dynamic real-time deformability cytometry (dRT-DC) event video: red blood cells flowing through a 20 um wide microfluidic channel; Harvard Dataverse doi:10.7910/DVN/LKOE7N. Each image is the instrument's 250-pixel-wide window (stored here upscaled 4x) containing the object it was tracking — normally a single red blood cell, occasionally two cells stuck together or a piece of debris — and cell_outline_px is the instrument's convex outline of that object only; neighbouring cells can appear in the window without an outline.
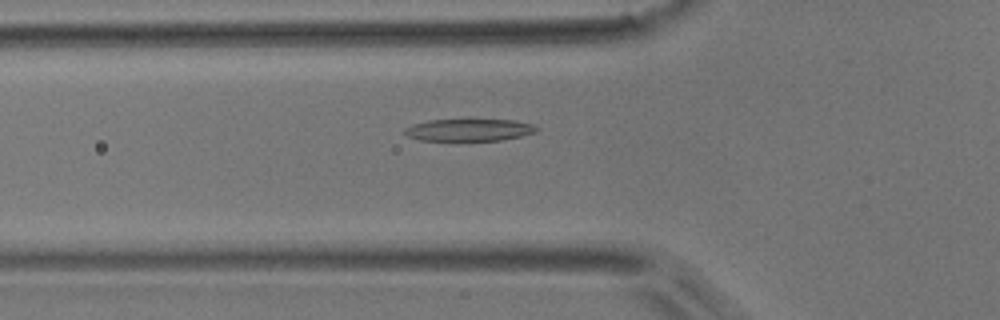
{"species": "common noctule bat (a hibernating species)", "species_latin": "Nyctalus noctula", "temperature_condition": "room temperature", "stored_images_in_passage": 50, "camera_frame_rate_fps": 3000, "um_per_image_px": 0.085, "animal": {"sex": "male", "body_mass_g": 17.9}, "frame": {"image": 1, "passage_image": 17, "time_ms": 5.333, "image_size_px": [1000, 320], "cell_outline_px": [[540, 128], [536, 132], [520, 136], [500, 140], [420, 140], [408, 136], [404, 132], [404, 128], [412, 124], [428, 120], [512, 120], [532, 124]], "centroid_in_image_um": [39.86, 11.04], "position_along_channel_um": 85.9, "area_um2": 16.82}}
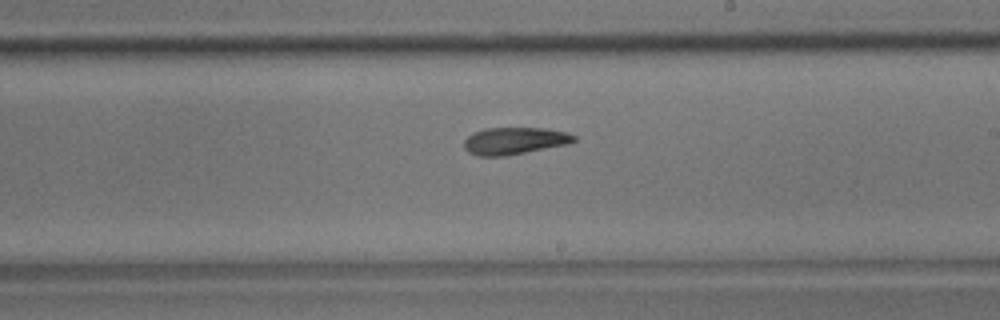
{"frame": {"image": 2, "passage_image": 29, "time_ms": 9.333, "image_size_px": [1000, 320], "cell_outline_px": [[576, 140], [568, 144], [504, 156], [480, 156], [468, 152], [464, 148], [464, 140], [472, 132], [484, 128], [548, 128], [568, 132], [576, 136]], "centroid_in_image_um": [43.73, 11.96], "position_along_channel_um": 245.3, "area_um2": 17.46}}
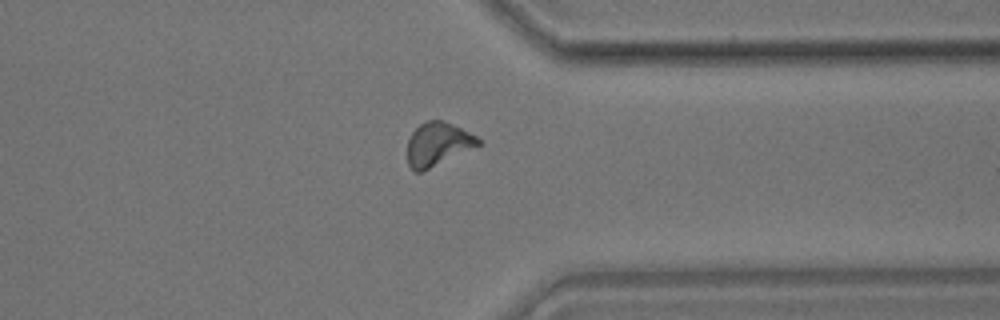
{"frame": {"image": 3, "passage_image": 39, "time_ms": 12.667, "image_size_px": [1000, 320], "cell_outline_px": [[480, 144], [420, 172], [416, 172], [408, 164], [408, 140], [412, 132], [424, 120], [440, 120], [452, 124], [476, 136], [480, 140]], "centroid_in_image_um": [37.17, 12.22], "position_along_channel_um": 374.2, "area_um2": 17.34}, "authors_computed_cell_mechanics": {"area_um2": 17.629, "velocity_mm_per_s": 3.9605, "shape_relaxation_time_tau1_ms": 4.0799, "shape_relaxation_time_tau2_ms": 4.2034, "deformation_change_tau1": 0.1653, "deformation_change_tau2": 0.1207}}